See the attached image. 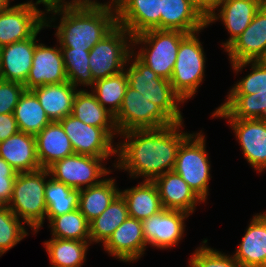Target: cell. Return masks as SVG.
Instances as JSON below:
<instances>
[{"label":"cell","mask_w":266,"mask_h":267,"mask_svg":"<svg viewBox=\"0 0 266 267\" xmlns=\"http://www.w3.org/2000/svg\"><path fill=\"white\" fill-rule=\"evenodd\" d=\"M182 124L120 133L128 140L117 144L119 159L114 166L128 171L131 177L142 176L144 181H154L159 175L173 171L178 149L190 135L179 130Z\"/></svg>","instance_id":"cell-1"},{"label":"cell","mask_w":266,"mask_h":267,"mask_svg":"<svg viewBox=\"0 0 266 267\" xmlns=\"http://www.w3.org/2000/svg\"><path fill=\"white\" fill-rule=\"evenodd\" d=\"M109 4V5H108ZM62 15L56 37L60 48L91 50L116 25V8L113 2L78 0L74 5L51 11Z\"/></svg>","instance_id":"cell-2"},{"label":"cell","mask_w":266,"mask_h":267,"mask_svg":"<svg viewBox=\"0 0 266 267\" xmlns=\"http://www.w3.org/2000/svg\"><path fill=\"white\" fill-rule=\"evenodd\" d=\"M236 73L251 64L252 71L231 88L227 101L212 117L228 119H266V66L258 61L231 63Z\"/></svg>","instance_id":"cell-3"},{"label":"cell","mask_w":266,"mask_h":267,"mask_svg":"<svg viewBox=\"0 0 266 267\" xmlns=\"http://www.w3.org/2000/svg\"><path fill=\"white\" fill-rule=\"evenodd\" d=\"M48 169H39L33 172L18 173L14 184L12 199L8 208L15 216L38 232L43 227L46 217L45 186ZM20 217V218H19Z\"/></svg>","instance_id":"cell-4"},{"label":"cell","mask_w":266,"mask_h":267,"mask_svg":"<svg viewBox=\"0 0 266 267\" xmlns=\"http://www.w3.org/2000/svg\"><path fill=\"white\" fill-rule=\"evenodd\" d=\"M186 35L187 33L178 30L152 29L134 36L131 46L144 43L146 48H141L134 55L159 77L170 80L180 42Z\"/></svg>","instance_id":"cell-5"},{"label":"cell","mask_w":266,"mask_h":267,"mask_svg":"<svg viewBox=\"0 0 266 267\" xmlns=\"http://www.w3.org/2000/svg\"><path fill=\"white\" fill-rule=\"evenodd\" d=\"M132 39L133 36L128 30L117 24L92 47L89 51V66L94 81L118 74L125 69L124 66L129 64L130 58L134 56L130 47Z\"/></svg>","instance_id":"cell-6"},{"label":"cell","mask_w":266,"mask_h":267,"mask_svg":"<svg viewBox=\"0 0 266 267\" xmlns=\"http://www.w3.org/2000/svg\"><path fill=\"white\" fill-rule=\"evenodd\" d=\"M129 68H125L128 85L159 106L175 123L183 121L179 104L184 103L173 91L170 80L159 77L137 56Z\"/></svg>","instance_id":"cell-7"},{"label":"cell","mask_w":266,"mask_h":267,"mask_svg":"<svg viewBox=\"0 0 266 267\" xmlns=\"http://www.w3.org/2000/svg\"><path fill=\"white\" fill-rule=\"evenodd\" d=\"M197 33L187 34L181 40L170 79L173 91L183 102L195 95L205 75L204 49Z\"/></svg>","instance_id":"cell-8"},{"label":"cell","mask_w":266,"mask_h":267,"mask_svg":"<svg viewBox=\"0 0 266 267\" xmlns=\"http://www.w3.org/2000/svg\"><path fill=\"white\" fill-rule=\"evenodd\" d=\"M190 134L180 145L173 171L189 185L196 195L206 201L209 190L210 161L203 134Z\"/></svg>","instance_id":"cell-9"},{"label":"cell","mask_w":266,"mask_h":267,"mask_svg":"<svg viewBox=\"0 0 266 267\" xmlns=\"http://www.w3.org/2000/svg\"><path fill=\"white\" fill-rule=\"evenodd\" d=\"M114 118L119 134L134 129H157L175 123L159 106L129 85Z\"/></svg>","instance_id":"cell-10"},{"label":"cell","mask_w":266,"mask_h":267,"mask_svg":"<svg viewBox=\"0 0 266 267\" xmlns=\"http://www.w3.org/2000/svg\"><path fill=\"white\" fill-rule=\"evenodd\" d=\"M109 158H96L88 155L73 154L54 162L47 169L50 176L67 186L81 190L100 183L108 171L102 161ZM99 179V180H98Z\"/></svg>","instance_id":"cell-11"},{"label":"cell","mask_w":266,"mask_h":267,"mask_svg":"<svg viewBox=\"0 0 266 267\" xmlns=\"http://www.w3.org/2000/svg\"><path fill=\"white\" fill-rule=\"evenodd\" d=\"M70 139L75 154L108 158L117 154L113 138L103 129L87 125L72 114L59 121Z\"/></svg>","instance_id":"cell-12"},{"label":"cell","mask_w":266,"mask_h":267,"mask_svg":"<svg viewBox=\"0 0 266 267\" xmlns=\"http://www.w3.org/2000/svg\"><path fill=\"white\" fill-rule=\"evenodd\" d=\"M45 12L28 3H20L0 11V47L33 36L45 23Z\"/></svg>","instance_id":"cell-13"},{"label":"cell","mask_w":266,"mask_h":267,"mask_svg":"<svg viewBox=\"0 0 266 267\" xmlns=\"http://www.w3.org/2000/svg\"><path fill=\"white\" fill-rule=\"evenodd\" d=\"M188 213L180 210L163 209L157 214L142 220L144 239L160 249L176 246L184 234V220Z\"/></svg>","instance_id":"cell-14"},{"label":"cell","mask_w":266,"mask_h":267,"mask_svg":"<svg viewBox=\"0 0 266 267\" xmlns=\"http://www.w3.org/2000/svg\"><path fill=\"white\" fill-rule=\"evenodd\" d=\"M117 24L134 37L152 29L160 30L161 0H115Z\"/></svg>","instance_id":"cell-15"},{"label":"cell","mask_w":266,"mask_h":267,"mask_svg":"<svg viewBox=\"0 0 266 267\" xmlns=\"http://www.w3.org/2000/svg\"><path fill=\"white\" fill-rule=\"evenodd\" d=\"M55 19V17L51 20L46 19V23L30 38L0 47L1 79L26 83L37 41H39L36 40L37 34L42 28L51 27L50 24Z\"/></svg>","instance_id":"cell-16"},{"label":"cell","mask_w":266,"mask_h":267,"mask_svg":"<svg viewBox=\"0 0 266 267\" xmlns=\"http://www.w3.org/2000/svg\"><path fill=\"white\" fill-rule=\"evenodd\" d=\"M266 0H218L214 9L206 15L207 26L220 20L226 26L229 39L222 45L226 49L251 23L256 12ZM221 7L216 14L215 9Z\"/></svg>","instance_id":"cell-17"},{"label":"cell","mask_w":266,"mask_h":267,"mask_svg":"<svg viewBox=\"0 0 266 267\" xmlns=\"http://www.w3.org/2000/svg\"><path fill=\"white\" fill-rule=\"evenodd\" d=\"M231 63L258 61L266 52V2L249 26L225 49Z\"/></svg>","instance_id":"cell-18"},{"label":"cell","mask_w":266,"mask_h":267,"mask_svg":"<svg viewBox=\"0 0 266 267\" xmlns=\"http://www.w3.org/2000/svg\"><path fill=\"white\" fill-rule=\"evenodd\" d=\"M67 81L60 47H47L42 43H38L33 55L32 67L24 84L25 90Z\"/></svg>","instance_id":"cell-19"},{"label":"cell","mask_w":266,"mask_h":267,"mask_svg":"<svg viewBox=\"0 0 266 267\" xmlns=\"http://www.w3.org/2000/svg\"><path fill=\"white\" fill-rule=\"evenodd\" d=\"M245 159L260 173L266 169V119H229Z\"/></svg>","instance_id":"cell-20"},{"label":"cell","mask_w":266,"mask_h":267,"mask_svg":"<svg viewBox=\"0 0 266 267\" xmlns=\"http://www.w3.org/2000/svg\"><path fill=\"white\" fill-rule=\"evenodd\" d=\"M205 27L206 14L191 0H161L160 30L190 34Z\"/></svg>","instance_id":"cell-21"},{"label":"cell","mask_w":266,"mask_h":267,"mask_svg":"<svg viewBox=\"0 0 266 267\" xmlns=\"http://www.w3.org/2000/svg\"><path fill=\"white\" fill-rule=\"evenodd\" d=\"M108 254L123 262H134L145 252L142 221L128 217L103 244Z\"/></svg>","instance_id":"cell-22"},{"label":"cell","mask_w":266,"mask_h":267,"mask_svg":"<svg viewBox=\"0 0 266 267\" xmlns=\"http://www.w3.org/2000/svg\"><path fill=\"white\" fill-rule=\"evenodd\" d=\"M158 189L163 208L180 210L189 215L198 202H203L189 185L174 171L159 175L153 181Z\"/></svg>","instance_id":"cell-23"},{"label":"cell","mask_w":266,"mask_h":267,"mask_svg":"<svg viewBox=\"0 0 266 267\" xmlns=\"http://www.w3.org/2000/svg\"><path fill=\"white\" fill-rule=\"evenodd\" d=\"M0 157L17 173L41 169L37 157L36 137L21 131L0 142Z\"/></svg>","instance_id":"cell-24"},{"label":"cell","mask_w":266,"mask_h":267,"mask_svg":"<svg viewBox=\"0 0 266 267\" xmlns=\"http://www.w3.org/2000/svg\"><path fill=\"white\" fill-rule=\"evenodd\" d=\"M232 256L242 267H266V212L252 218Z\"/></svg>","instance_id":"cell-25"},{"label":"cell","mask_w":266,"mask_h":267,"mask_svg":"<svg viewBox=\"0 0 266 267\" xmlns=\"http://www.w3.org/2000/svg\"><path fill=\"white\" fill-rule=\"evenodd\" d=\"M35 137L37 157L43 169L75 154L70 139L59 121L50 122Z\"/></svg>","instance_id":"cell-26"},{"label":"cell","mask_w":266,"mask_h":267,"mask_svg":"<svg viewBox=\"0 0 266 267\" xmlns=\"http://www.w3.org/2000/svg\"><path fill=\"white\" fill-rule=\"evenodd\" d=\"M69 81L35 87L32 89L48 118L60 121L72 112L73 101L78 90Z\"/></svg>","instance_id":"cell-27"},{"label":"cell","mask_w":266,"mask_h":267,"mask_svg":"<svg viewBox=\"0 0 266 267\" xmlns=\"http://www.w3.org/2000/svg\"><path fill=\"white\" fill-rule=\"evenodd\" d=\"M71 114L87 125L103 128L112 138L119 134L114 115L97 101L93 93L77 91Z\"/></svg>","instance_id":"cell-28"},{"label":"cell","mask_w":266,"mask_h":267,"mask_svg":"<svg viewBox=\"0 0 266 267\" xmlns=\"http://www.w3.org/2000/svg\"><path fill=\"white\" fill-rule=\"evenodd\" d=\"M127 203L129 217L144 220L163 210L156 184L143 181L140 185L120 191Z\"/></svg>","instance_id":"cell-29"},{"label":"cell","mask_w":266,"mask_h":267,"mask_svg":"<svg viewBox=\"0 0 266 267\" xmlns=\"http://www.w3.org/2000/svg\"><path fill=\"white\" fill-rule=\"evenodd\" d=\"M119 194L115 180L103 178L100 183L79 190L78 208L90 223L100 216Z\"/></svg>","instance_id":"cell-30"},{"label":"cell","mask_w":266,"mask_h":267,"mask_svg":"<svg viewBox=\"0 0 266 267\" xmlns=\"http://www.w3.org/2000/svg\"><path fill=\"white\" fill-rule=\"evenodd\" d=\"M13 114L19 131L34 136L51 122L32 90L22 93Z\"/></svg>","instance_id":"cell-31"},{"label":"cell","mask_w":266,"mask_h":267,"mask_svg":"<svg viewBox=\"0 0 266 267\" xmlns=\"http://www.w3.org/2000/svg\"><path fill=\"white\" fill-rule=\"evenodd\" d=\"M128 217L127 203L119 194L100 216L90 222V243L104 244Z\"/></svg>","instance_id":"cell-32"},{"label":"cell","mask_w":266,"mask_h":267,"mask_svg":"<svg viewBox=\"0 0 266 267\" xmlns=\"http://www.w3.org/2000/svg\"><path fill=\"white\" fill-rule=\"evenodd\" d=\"M91 243L70 239L54 238L44 242L51 267H81Z\"/></svg>","instance_id":"cell-33"},{"label":"cell","mask_w":266,"mask_h":267,"mask_svg":"<svg viewBox=\"0 0 266 267\" xmlns=\"http://www.w3.org/2000/svg\"><path fill=\"white\" fill-rule=\"evenodd\" d=\"M44 195L48 220L78 208L79 190L56 181L52 177L46 181Z\"/></svg>","instance_id":"cell-34"},{"label":"cell","mask_w":266,"mask_h":267,"mask_svg":"<svg viewBox=\"0 0 266 267\" xmlns=\"http://www.w3.org/2000/svg\"><path fill=\"white\" fill-rule=\"evenodd\" d=\"M93 87L92 93L96 96L97 101L115 116L121 108L128 87L126 71L123 70L118 74L97 80ZM107 104H109V108H107Z\"/></svg>","instance_id":"cell-35"},{"label":"cell","mask_w":266,"mask_h":267,"mask_svg":"<svg viewBox=\"0 0 266 267\" xmlns=\"http://www.w3.org/2000/svg\"><path fill=\"white\" fill-rule=\"evenodd\" d=\"M52 237L78 241H90V223L79 208L49 219Z\"/></svg>","instance_id":"cell-36"},{"label":"cell","mask_w":266,"mask_h":267,"mask_svg":"<svg viewBox=\"0 0 266 267\" xmlns=\"http://www.w3.org/2000/svg\"><path fill=\"white\" fill-rule=\"evenodd\" d=\"M65 64L67 80L75 88L78 85L91 86L95 83L89 66V51L74 48H60Z\"/></svg>","instance_id":"cell-37"},{"label":"cell","mask_w":266,"mask_h":267,"mask_svg":"<svg viewBox=\"0 0 266 267\" xmlns=\"http://www.w3.org/2000/svg\"><path fill=\"white\" fill-rule=\"evenodd\" d=\"M25 229L8 206H0V256L28 235Z\"/></svg>","instance_id":"cell-38"},{"label":"cell","mask_w":266,"mask_h":267,"mask_svg":"<svg viewBox=\"0 0 266 267\" xmlns=\"http://www.w3.org/2000/svg\"><path fill=\"white\" fill-rule=\"evenodd\" d=\"M206 246L195 250L189 261L190 267H242L234 257Z\"/></svg>","instance_id":"cell-39"},{"label":"cell","mask_w":266,"mask_h":267,"mask_svg":"<svg viewBox=\"0 0 266 267\" xmlns=\"http://www.w3.org/2000/svg\"><path fill=\"white\" fill-rule=\"evenodd\" d=\"M24 91V84L0 79V114L14 113Z\"/></svg>","instance_id":"cell-40"},{"label":"cell","mask_w":266,"mask_h":267,"mask_svg":"<svg viewBox=\"0 0 266 267\" xmlns=\"http://www.w3.org/2000/svg\"><path fill=\"white\" fill-rule=\"evenodd\" d=\"M19 131L14 114H0V142Z\"/></svg>","instance_id":"cell-41"},{"label":"cell","mask_w":266,"mask_h":267,"mask_svg":"<svg viewBox=\"0 0 266 267\" xmlns=\"http://www.w3.org/2000/svg\"><path fill=\"white\" fill-rule=\"evenodd\" d=\"M15 178L16 176L0 177V206H8L11 201Z\"/></svg>","instance_id":"cell-42"},{"label":"cell","mask_w":266,"mask_h":267,"mask_svg":"<svg viewBox=\"0 0 266 267\" xmlns=\"http://www.w3.org/2000/svg\"><path fill=\"white\" fill-rule=\"evenodd\" d=\"M78 0H72L70 2L65 0H37L36 3H33L32 1H28L29 5H31L34 8H37L38 4L45 5L46 13H51V11L62 9L64 7H69L74 5Z\"/></svg>","instance_id":"cell-43"},{"label":"cell","mask_w":266,"mask_h":267,"mask_svg":"<svg viewBox=\"0 0 266 267\" xmlns=\"http://www.w3.org/2000/svg\"><path fill=\"white\" fill-rule=\"evenodd\" d=\"M195 3L206 15L209 14L215 7L218 0H191Z\"/></svg>","instance_id":"cell-44"},{"label":"cell","mask_w":266,"mask_h":267,"mask_svg":"<svg viewBox=\"0 0 266 267\" xmlns=\"http://www.w3.org/2000/svg\"><path fill=\"white\" fill-rule=\"evenodd\" d=\"M17 172L8 164V162L0 157V177L17 176Z\"/></svg>","instance_id":"cell-45"},{"label":"cell","mask_w":266,"mask_h":267,"mask_svg":"<svg viewBox=\"0 0 266 267\" xmlns=\"http://www.w3.org/2000/svg\"><path fill=\"white\" fill-rule=\"evenodd\" d=\"M10 6V0H0V10Z\"/></svg>","instance_id":"cell-46"},{"label":"cell","mask_w":266,"mask_h":267,"mask_svg":"<svg viewBox=\"0 0 266 267\" xmlns=\"http://www.w3.org/2000/svg\"><path fill=\"white\" fill-rule=\"evenodd\" d=\"M259 61H260L264 66H266V52H265V54L259 59Z\"/></svg>","instance_id":"cell-47"}]
</instances>
